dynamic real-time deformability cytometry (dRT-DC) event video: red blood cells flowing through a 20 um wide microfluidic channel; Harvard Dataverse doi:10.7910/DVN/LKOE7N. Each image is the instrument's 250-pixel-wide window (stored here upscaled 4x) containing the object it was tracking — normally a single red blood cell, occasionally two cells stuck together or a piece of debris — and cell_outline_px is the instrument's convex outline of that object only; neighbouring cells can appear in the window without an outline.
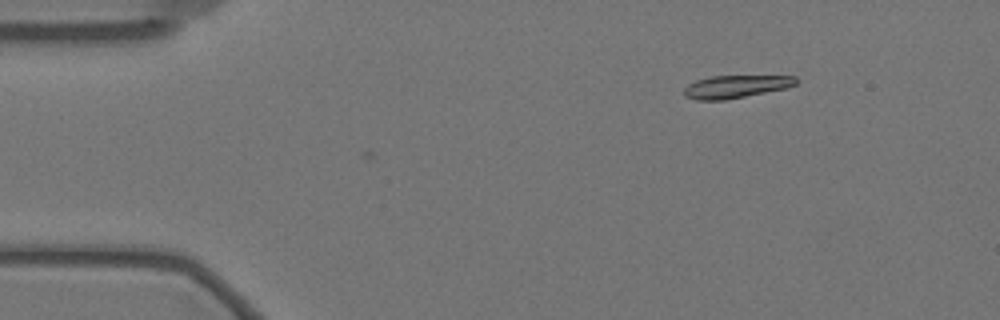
{"species": "Egyptian fruit bat (a non-hibernating species)", "species_latin": "Rousettus aegyptiacus", "temperature_condition": "warm", "stored_images_in_passage": 3, "camera_frame_rate_fps": 3000, "um_per_image_px": 0.085, "animal": {"sex": "female"}, "frame": {"image": 1, "passage_image": 3, "time_ms": 0.667, "image_size_px": [1000, 320], "cell_outline_px": [[796, 84], [788, 88], [724, 100], [696, 100], [684, 96], [684, 88], [688, 84], [696, 80], [712, 76], [796, 76]], "centroid_in_image_um": [62.52, 7.36], "position_along_channel_um": 22.5, "area_um2": 14.8}}